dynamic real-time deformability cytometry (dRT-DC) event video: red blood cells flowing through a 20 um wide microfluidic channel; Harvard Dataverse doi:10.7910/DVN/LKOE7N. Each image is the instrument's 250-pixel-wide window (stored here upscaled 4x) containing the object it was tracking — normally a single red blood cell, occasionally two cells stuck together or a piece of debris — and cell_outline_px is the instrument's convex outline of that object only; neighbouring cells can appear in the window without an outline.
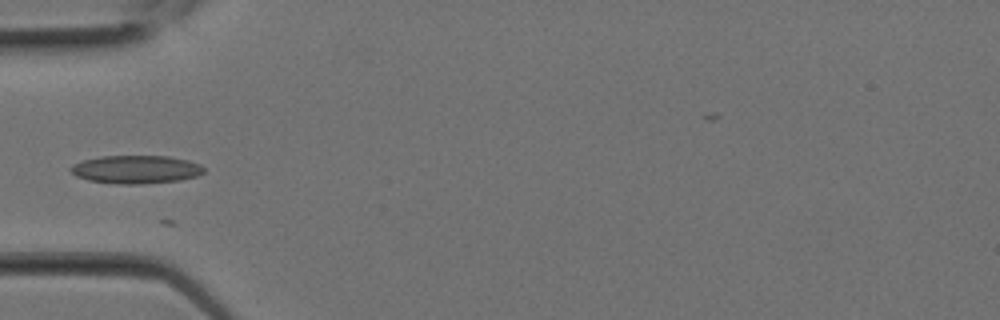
{"species": "Egyptian fruit bat (a non-hibernating species)", "species_latin": "Rousettus aegyptiacus", "temperature_condition": "room temperature", "stored_images_in_passage": 12, "camera_frame_rate_fps": 3000, "um_per_image_px": 0.085, "animal": {"sex": "female"}, "frame": {"image": 1, "passage_image": 8, "time_ms": 2.333, "image_size_px": [1000, 320], "cell_outline_px": [[204, 172], [196, 176], [180, 180], [140, 184], [120, 184], [88, 180], [76, 176], [68, 168], [72, 164], [84, 160], [100, 156], [168, 156], [188, 160], [200, 164], [204, 168]], "centroid_in_image_um": [11.55, 14.4], "position_along_channel_um": 73.5, "area_um2": 21.85}}
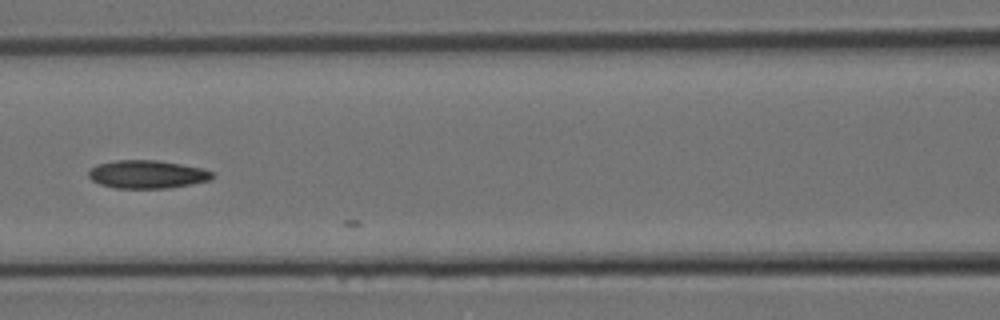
{"frame": {"image": 2, "passage_image": 11, "time_ms": 3.333, "image_size_px": [1000, 320], "cell_outline_px": [[212, 180], [192, 184], [168, 188], [116, 188], [100, 184], [92, 180], [88, 176], [88, 172], [96, 164], [116, 160], [156, 160], [204, 168], [212, 172]], "centroid_in_image_um": [12.51, 14.81], "position_along_channel_um": 154.1, "area_um2": 20.29}}